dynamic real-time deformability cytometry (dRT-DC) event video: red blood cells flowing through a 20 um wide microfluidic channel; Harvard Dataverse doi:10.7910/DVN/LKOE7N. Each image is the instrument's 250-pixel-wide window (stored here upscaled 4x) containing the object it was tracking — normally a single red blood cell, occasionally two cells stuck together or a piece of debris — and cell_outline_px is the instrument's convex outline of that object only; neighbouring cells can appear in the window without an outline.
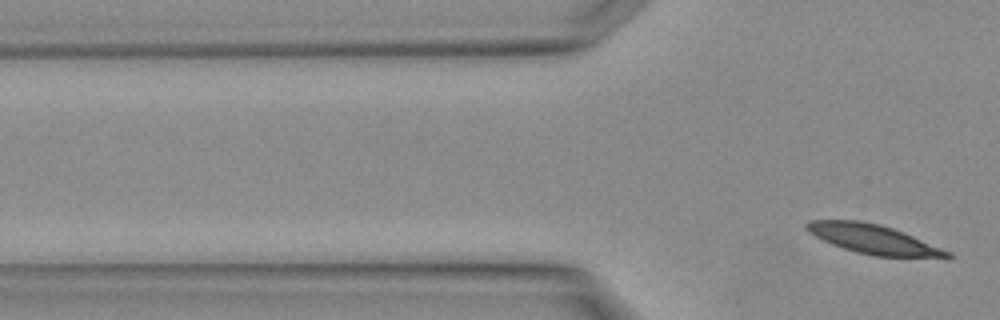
{"species": "Egyptian fruit bat (a non-hibernating species)", "species_latin": "Rousettus aegyptiacus", "temperature_condition": "warm", "stored_images_in_passage": 3, "camera_frame_rate_fps": 3000, "um_per_image_px": 0.085, "animal": {"sex": "female"}, "frame": {"image": 1, "passage_image": 3, "time_ms": 0.667, "image_size_px": [1000, 320], "cell_outline_px": [[956, 256], [876, 256], [856, 252], [832, 244], [808, 232], [804, 228], [804, 224], [808, 220], [860, 220], [880, 224], [892, 228], [952, 252]], "centroid_in_image_um": [74.14, 20.3], "position_along_channel_um": 51.7, "area_um2": 23.47}}